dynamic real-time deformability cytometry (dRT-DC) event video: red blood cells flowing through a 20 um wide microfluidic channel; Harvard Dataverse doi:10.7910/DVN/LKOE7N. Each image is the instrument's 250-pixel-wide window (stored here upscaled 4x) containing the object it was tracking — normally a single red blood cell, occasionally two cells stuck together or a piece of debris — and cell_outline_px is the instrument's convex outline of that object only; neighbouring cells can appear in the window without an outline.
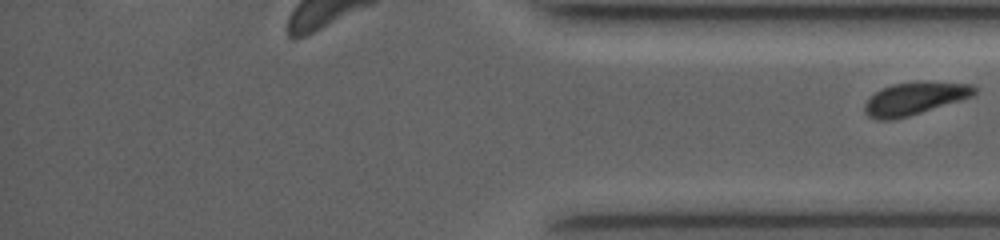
{"species": "common noctule bat (a hibernating species)", "species_latin": "Nyctalus noctula", "temperature_condition": "room temperature", "stored_images_in_passage": 29, "segment_of_instrument_passage": [2, 2], "camera_frame_rate_fps": 4000, "um_per_image_px": 0.085, "animal": {"sex": "female", "body_mass_g": 19.0, "forearm_length_mm": 53.3}, "frame": {"image": 1, "passage_image": 29, "time_ms": 9.75, "image_size_px": [1000, 240], "cell_outline_px": [[976, 92], [972, 96], [960, 100], [908, 116], [892, 120], [876, 120], [868, 116], [864, 112], [864, 104], [876, 92], [892, 84], [924, 80], [972, 84], [976, 88]], "centroid_in_image_um": [77.75, 8.36], "position_along_channel_um": 357.5, "area_um2": 20.87}}